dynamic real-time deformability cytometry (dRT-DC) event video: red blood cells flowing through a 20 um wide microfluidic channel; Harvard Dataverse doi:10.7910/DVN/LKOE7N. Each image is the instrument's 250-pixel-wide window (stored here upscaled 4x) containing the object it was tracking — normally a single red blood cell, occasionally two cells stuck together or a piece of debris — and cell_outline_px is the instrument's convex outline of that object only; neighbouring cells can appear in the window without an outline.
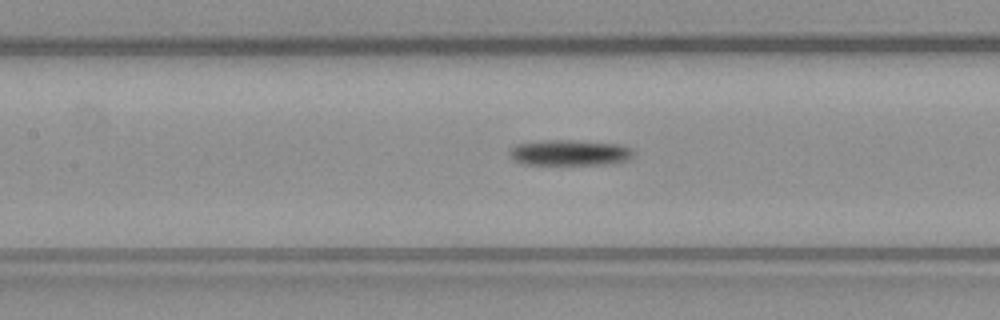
{"species": "common noctule bat (a hibernating species)", "species_latin": "Nyctalus noctula", "temperature_condition": "warm", "stored_images_in_passage": 24, "camera_frame_rate_fps": 3000, "um_per_image_px": 0.085, "animal": {"sex": "male", "body_mass_g": 23.1, "forearm_length_mm": 52.7}, "frame": {"image": 1, "passage_image": 8, "time_ms": 2.333, "image_size_px": [1000, 320], "cell_outline_px": [[632, 156], [628, 160], [616, 164], [528, 164], [516, 160], [508, 152], [516, 144], [544, 140], [572, 140], [620, 144], [632, 148]], "centroid_in_image_um": [48.49, 12.97], "position_along_channel_um": 158.9, "area_um2": 18.44}}
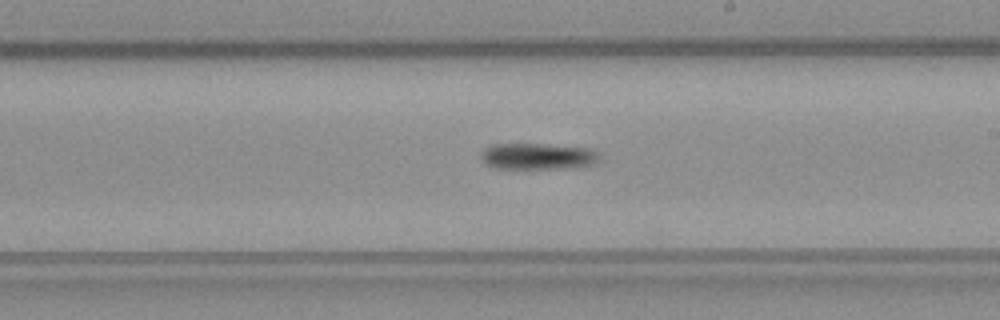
{"frame": {"image": 2, "passage_image": 14, "time_ms": 4.333, "image_size_px": [1000, 320], "cell_outline_px": [[600, 160], [596, 164], [572, 168], [496, 168], [484, 164], [480, 156], [480, 152], [484, 148], [492, 144], [540, 144], [588, 148], [596, 152], [600, 156]], "centroid_in_image_um": [45.69, 13.29], "position_along_channel_um": 243.3, "area_um2": 18.26}}
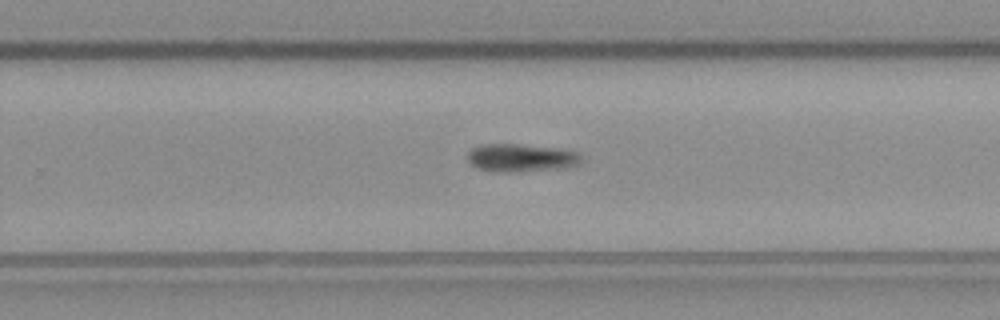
{"frame": {"image": 3, "passage_image": 17, "time_ms": 5.333, "image_size_px": [1000, 320], "cell_outline_px": [[580, 164], [556, 168], [516, 172], [496, 172], [476, 168], [468, 160], [468, 152], [472, 148], [480, 144], [520, 144], [560, 148], [580, 152]], "centroid_in_image_um": [44.26, 13.4], "position_along_channel_um": 285.5, "area_um2": 18.55}}